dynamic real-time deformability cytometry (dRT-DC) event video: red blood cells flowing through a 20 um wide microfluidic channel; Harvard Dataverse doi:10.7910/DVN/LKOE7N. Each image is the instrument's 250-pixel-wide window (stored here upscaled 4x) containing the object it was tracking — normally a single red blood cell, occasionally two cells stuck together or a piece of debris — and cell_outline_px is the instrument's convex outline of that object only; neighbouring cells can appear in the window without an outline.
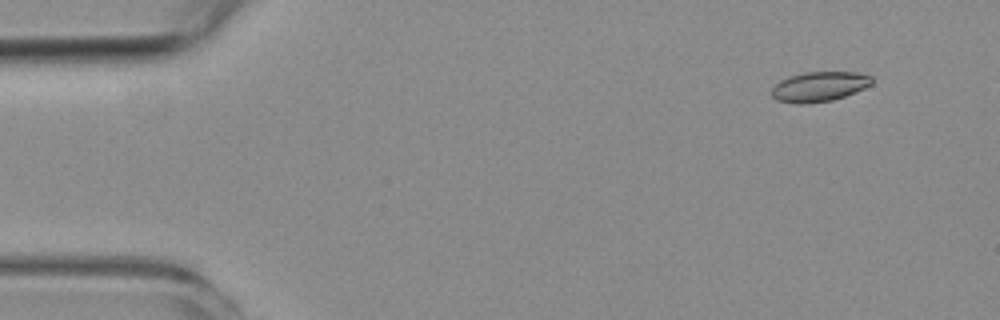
{"species": "common noctule bat (a hibernating species)", "species_latin": "Nyctalus noctula", "temperature_condition": "room temperature", "stored_images_in_passage": 7, "camera_frame_rate_fps": 3000, "um_per_image_px": 0.085, "animal": {"sex": "female", "body_mass_g": 19.3, "forearm_length_mm": 54.1}, "frame": {"image": 1, "passage_image": 1, "time_ms": 0.0, "image_size_px": [1000, 320], "cell_outline_px": [[872, 84], [864, 88], [844, 96], [832, 100], [804, 104], [796, 104], [776, 100], [772, 96], [772, 88], [780, 80], [788, 76], [804, 72], [856, 72], [872, 76]], "centroid_in_image_um": [69.61, 7.36], "position_along_channel_um": 15.4, "area_um2": 17.46}}
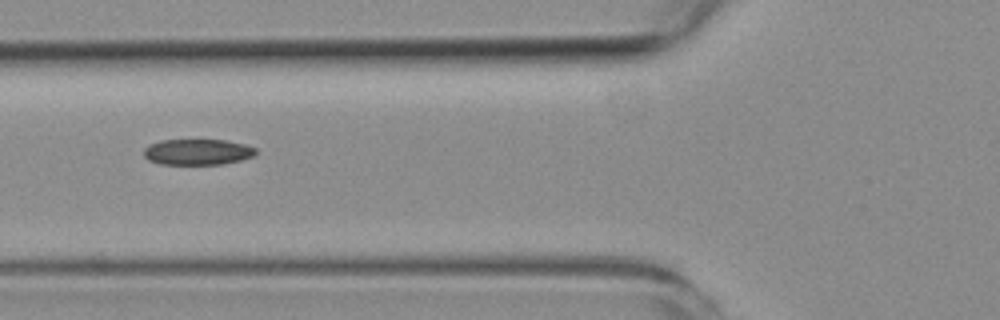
{"frame": {"image": 2, "passage_image": 5, "time_ms": 5.333, "image_size_px": [1000, 320], "cell_outline_px": [[256, 152], [252, 156], [240, 160], [224, 164], [160, 164], [148, 160], [144, 156], [144, 148], [148, 144], [160, 140], [224, 140], [244, 144], [256, 148]], "centroid_in_image_um": [16.75, 12.91], "position_along_channel_um": 109.0, "area_um2": 16.88}}
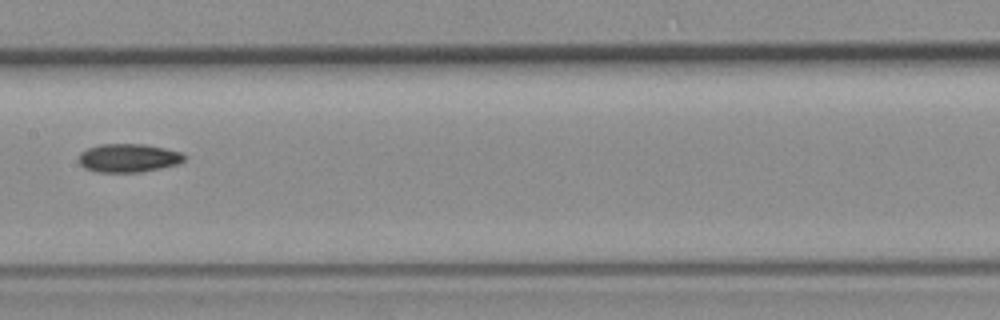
{"frame": {"image": 3, "passage_image": 7, "time_ms": 7.667, "image_size_px": [1000, 320], "cell_outline_px": [[184, 160], [176, 164], [160, 168], [140, 172], [96, 172], [84, 168], [80, 164], [80, 152], [88, 148], [100, 144], [144, 144], [184, 152]], "centroid_in_image_um": [10.91, 13.42], "position_along_channel_um": 196.5, "area_um2": 17.46}}